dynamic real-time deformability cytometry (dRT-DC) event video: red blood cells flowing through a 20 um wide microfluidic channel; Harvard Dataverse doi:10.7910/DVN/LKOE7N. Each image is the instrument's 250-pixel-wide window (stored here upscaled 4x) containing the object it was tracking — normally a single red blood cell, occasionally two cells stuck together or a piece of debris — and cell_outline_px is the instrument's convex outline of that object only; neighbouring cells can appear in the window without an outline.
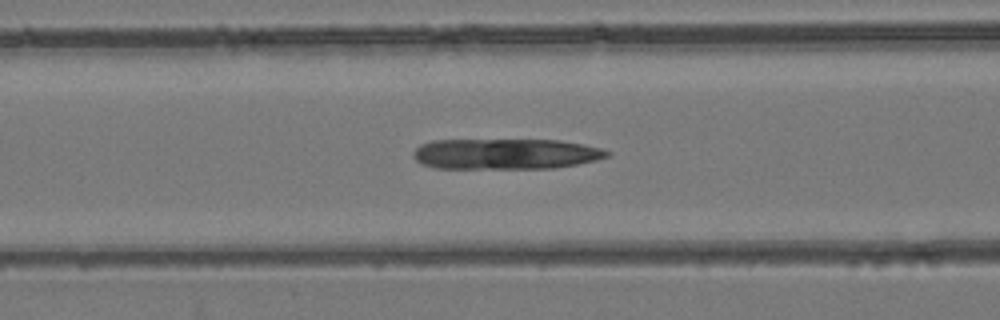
{"species": "common noctule bat (a hibernating species)", "species_latin": "Nyctalus noctula", "temperature_condition": "room temperature", "stored_images_in_passage": 45, "camera_frame_rate_fps": 3000, "um_per_image_px": 0.085, "animal": {"sex": "female", "body_mass_g": 24.6, "forearm_length_mm": 56.2}, "frame": {"image": 1, "passage_image": 16, "time_ms": 5.0, "image_size_px": [1000, 320], "cell_outline_px": [[612, 152], [608, 156], [596, 160], [576, 164], [552, 168], [436, 168], [420, 164], [412, 156], [412, 152], [420, 144], [432, 140], [560, 140], [584, 144], [600, 148]], "centroid_in_image_um": [42.94, 13.08], "position_along_channel_um": 123.7, "area_um2": 34.74}}
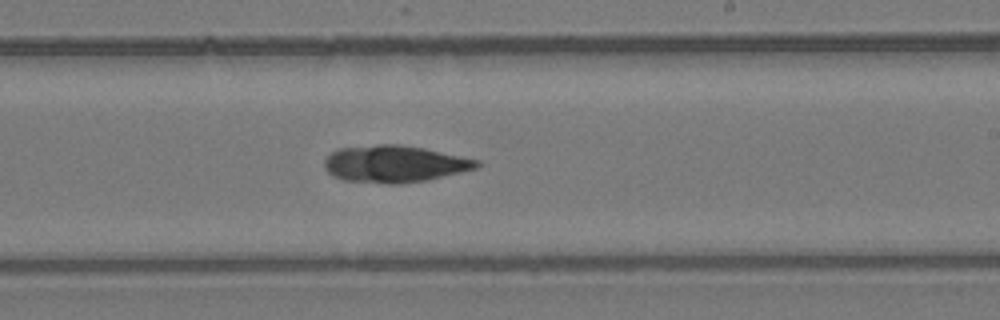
{"frame": {"image": 2, "passage_image": 25, "time_ms": 8.0, "image_size_px": [1000, 320], "cell_outline_px": [[480, 164], [476, 168], [428, 180], [400, 184], [388, 184], [344, 180], [332, 176], [324, 168], [324, 160], [332, 152], [340, 148], [380, 144], [400, 144], [424, 148], [480, 160]], "centroid_in_image_um": [33.52, 13.93], "position_along_channel_um": 255.5, "area_um2": 32.83}}
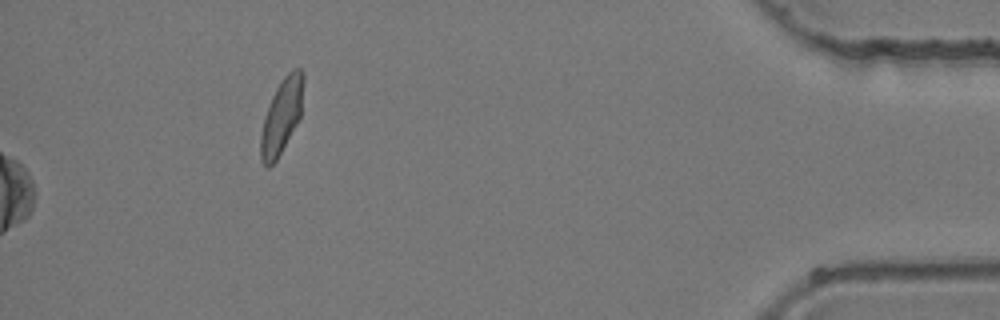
{"frame": {"image": 3, "passage_image": 45, "time_ms": 14.667, "image_size_px": [1000, 320], "cell_outline_px": [[304, 80], [300, 116], [296, 124], [276, 160], [268, 168], [260, 160], [260, 136], [264, 116], [272, 96], [276, 88], [284, 76], [292, 68], [300, 68], [304, 72]], "centroid_in_image_um": [23.93, 9.84], "position_along_channel_um": 411.3, "area_um2": 18.5}}